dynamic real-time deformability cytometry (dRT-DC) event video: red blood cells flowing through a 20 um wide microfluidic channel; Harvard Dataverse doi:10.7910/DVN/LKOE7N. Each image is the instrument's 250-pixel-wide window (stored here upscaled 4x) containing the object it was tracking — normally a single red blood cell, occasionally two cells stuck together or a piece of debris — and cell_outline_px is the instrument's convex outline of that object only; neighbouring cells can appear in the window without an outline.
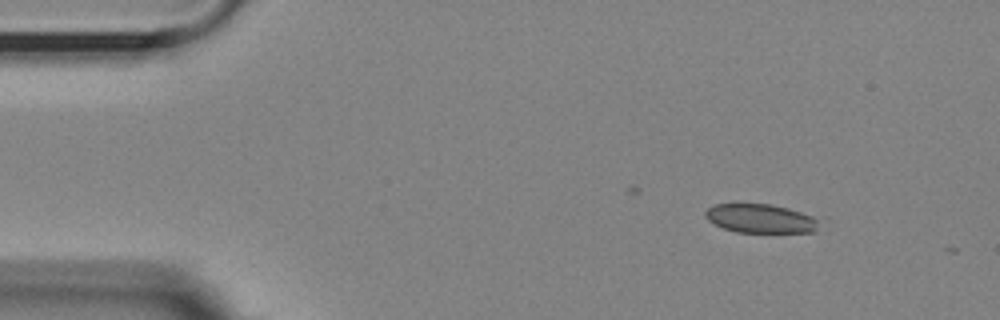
{"species": "Egyptian fruit bat (a non-hibernating species)", "species_latin": "Rousettus aegyptiacus", "temperature_condition": "room temperature", "stored_images_in_passage": 10, "camera_frame_rate_fps": 3000, "um_per_image_px": 0.085, "animal": {"sex": "female"}, "frame": {"image": 1, "passage_image": 1, "time_ms": 0.0, "image_size_px": [1000, 320], "cell_outline_px": [[820, 220], [816, 232], [736, 232], [724, 228], [708, 220], [704, 216], [704, 212], [708, 208], [716, 204], [768, 204], [788, 208], [812, 216]], "centroid_in_image_um": [64.65, 18.58], "position_along_channel_um": 20.3, "area_um2": 19.02}}